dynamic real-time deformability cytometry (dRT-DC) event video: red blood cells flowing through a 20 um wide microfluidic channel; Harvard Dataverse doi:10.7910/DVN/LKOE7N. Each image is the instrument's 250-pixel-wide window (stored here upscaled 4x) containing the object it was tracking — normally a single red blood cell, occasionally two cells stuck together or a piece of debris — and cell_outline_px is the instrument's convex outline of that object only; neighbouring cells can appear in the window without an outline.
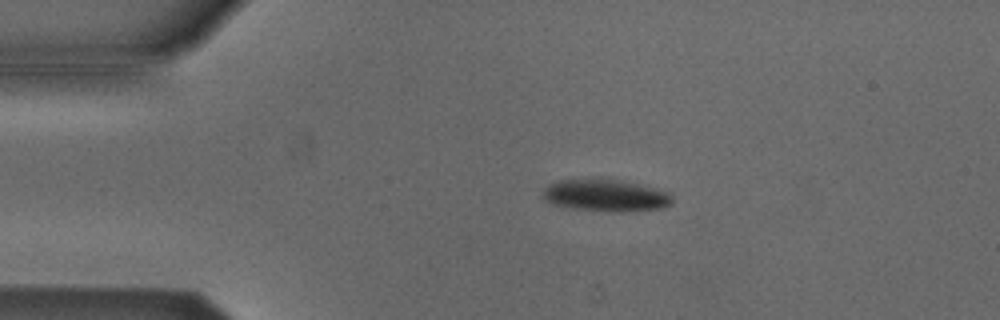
{"species": "Egyptian fruit bat (a non-hibernating species)", "species_latin": "Rousettus aegyptiacus", "temperature_condition": "cold", "stored_images_in_passage": 53, "camera_frame_rate_fps": 3000, "um_per_image_px": 0.085, "animal": {"sex": "male"}, "frame": {"image": 1, "passage_image": 10, "time_ms": 3.0, "image_size_px": [1000, 320], "cell_outline_px": [[672, 204], [660, 208], [620, 212], [572, 208], [552, 204], [540, 196], [544, 188], [548, 184], [556, 180], [620, 180], [656, 188], [672, 192]], "centroid_in_image_um": [51.48, 16.61], "position_along_channel_um": 33.5, "area_um2": 23.99}}
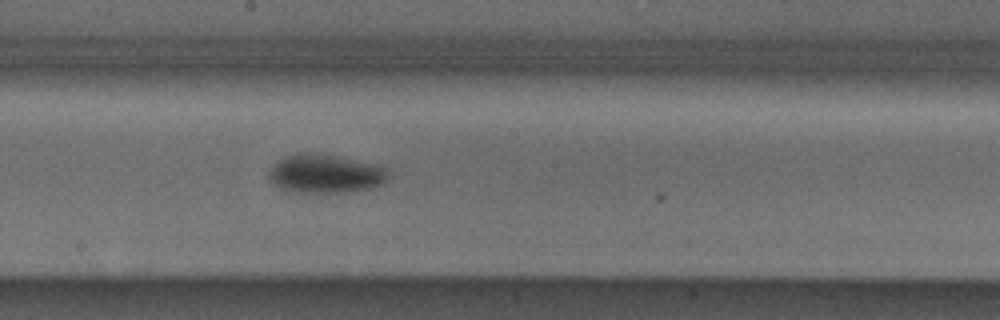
{"frame": {"image": 2, "passage_image": 28, "time_ms": 9.0, "image_size_px": [1000, 320], "cell_outline_px": [[392, 176], [380, 184], [368, 188], [340, 192], [288, 192], [280, 188], [268, 176], [268, 172], [272, 164], [296, 152], [324, 152], [380, 164], [388, 168]], "centroid_in_image_um": [27.7, 14.72], "position_along_channel_um": 220.5, "area_um2": 27.57}}
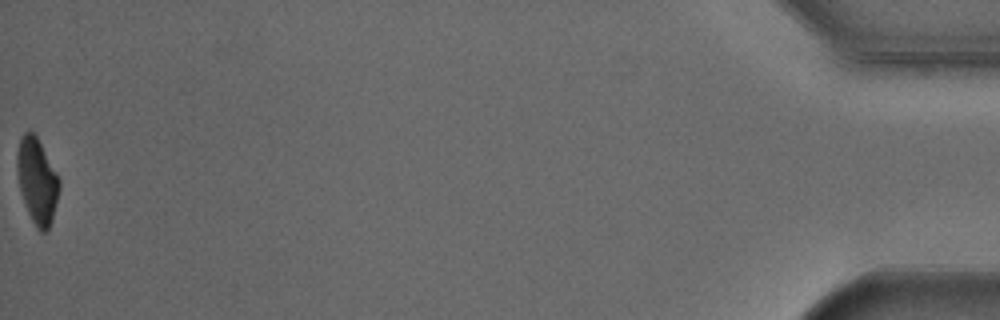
{"frame": {"image": 3, "passage_image": 53, "time_ms": 17.333, "image_size_px": [1000, 320], "cell_outline_px": [[60, 188], [52, 220], [48, 232], [40, 232], [36, 228], [28, 212], [20, 188], [16, 164], [16, 156], [20, 136], [24, 132], [32, 132], [36, 136], [56, 172], [60, 180]], "centroid_in_image_um": [3.15, 15.39], "position_along_channel_um": 432.0, "area_um2": 20.81}, "authors_computed_cell_mechanics": {"area_um2": 24.1026, "velocity_mm_per_s": 3.8107, "shape_relaxation_time_tau1_ms": 2.8504, "shape_relaxation_time_tau2_ms": null, "deformation_change_tau1": 0.0988, "deformation_change_tau2": null}}